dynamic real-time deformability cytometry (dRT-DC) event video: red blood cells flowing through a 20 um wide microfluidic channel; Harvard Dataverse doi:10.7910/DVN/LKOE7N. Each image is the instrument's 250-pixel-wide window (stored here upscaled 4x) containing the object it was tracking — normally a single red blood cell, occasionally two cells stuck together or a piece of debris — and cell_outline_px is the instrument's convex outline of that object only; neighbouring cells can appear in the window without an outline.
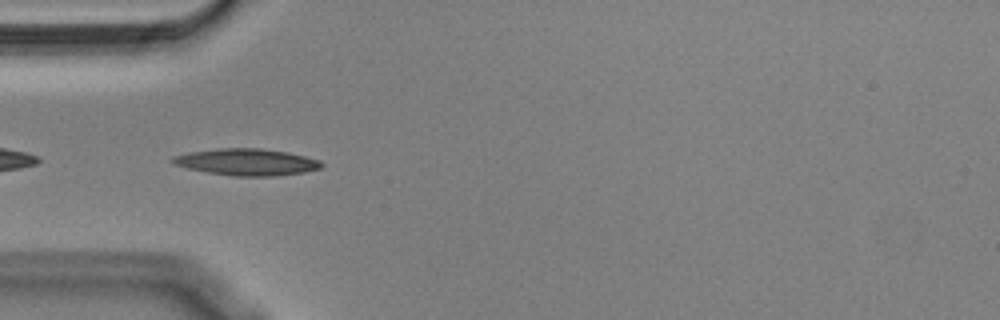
{"species": "Egyptian fruit bat (a non-hibernating species)", "species_latin": "Rousettus aegyptiacus", "temperature_condition": "cold", "stored_images_in_passage": 41, "camera_frame_rate_fps": 3000, "um_per_image_px": 0.085, "animal": {"sex": "male"}, "frame": {"image": 1, "passage_image": 2, "time_ms": 0.333, "image_size_px": [1000, 320], "cell_outline_px": [[324, 164], [320, 168], [304, 172], [272, 176], [236, 176], [208, 172], [188, 168], [172, 164], [168, 160], [172, 156], [188, 152], [216, 148], [260, 148], [288, 152], [320, 160]], "centroid_in_image_um": [20.92, 13.76], "position_along_channel_um": 64.1, "area_um2": 23.24}}
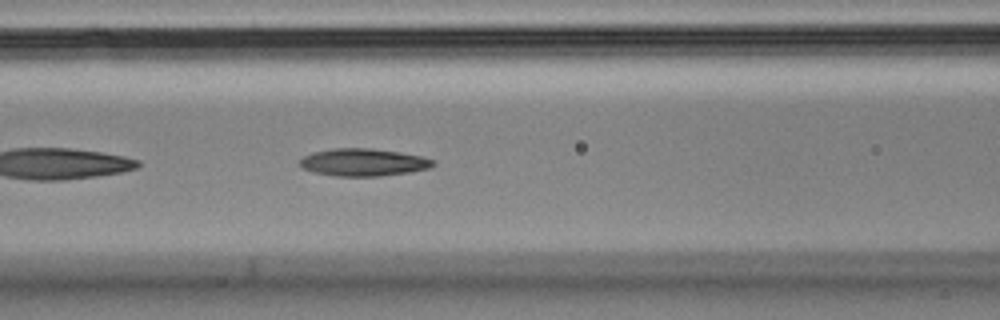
{"frame": {"image": 2, "passage_image": 8, "time_ms": 2.333, "image_size_px": [1000, 320], "cell_outline_px": [[436, 164], [428, 168], [408, 172], [380, 176], [336, 176], [316, 172], [304, 168], [296, 164], [304, 156], [316, 152], [336, 148], [372, 148], [400, 152], [420, 156], [436, 160]], "centroid_in_image_um": [30.91, 13.79], "position_along_channel_um": 135.7, "area_um2": 21.15}}
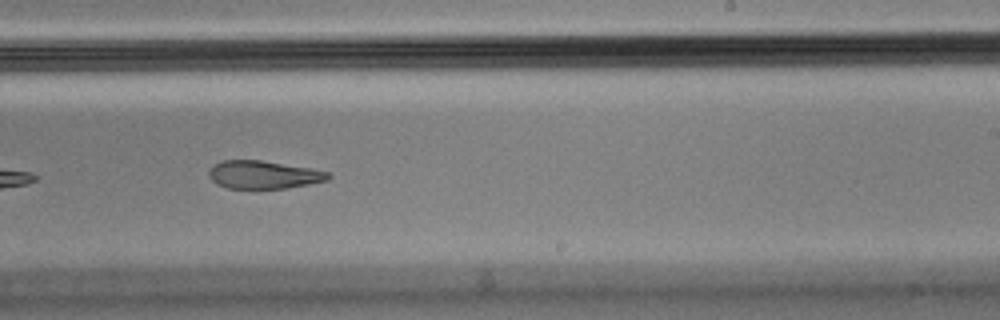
{"frame": {"image": 3, "passage_image": 19, "time_ms": 6.0, "image_size_px": [1000, 320], "cell_outline_px": [[332, 176], [328, 180], [288, 188], [228, 188], [216, 184], [208, 176], [208, 172], [220, 160], [260, 160], [312, 168], [328, 172]], "centroid_in_image_um": [22.41, 14.85], "position_along_channel_um": 266.6, "area_um2": 19.42}, "authors_computed_cell_mechanics": {"area_um2": 21.6172, "velocity_mm_per_s": 3.5841, "shape_relaxation_time_tau1_ms": null, "shape_relaxation_time_tau2_ms": 7.2814, "deformation_change_tau1": null, "deformation_change_tau2": 0.1852}}